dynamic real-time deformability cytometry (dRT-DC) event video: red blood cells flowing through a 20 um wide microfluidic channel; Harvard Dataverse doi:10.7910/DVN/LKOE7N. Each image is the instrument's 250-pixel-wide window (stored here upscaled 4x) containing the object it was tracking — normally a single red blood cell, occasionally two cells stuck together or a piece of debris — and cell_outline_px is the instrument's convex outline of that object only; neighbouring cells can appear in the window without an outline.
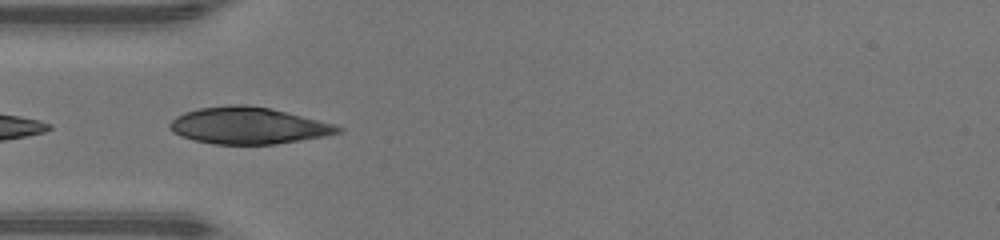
{"species": "human", "species_latin": "Homo sapiens", "temperature_condition": "warm", "stored_images_in_passage": 13, "camera_frame_rate_fps": 3000, "um_per_image_px": 0.085, "donor": {"sex": "male"}, "frame": {"image": 1, "passage_image": 1, "time_ms": 0.0, "image_size_px": [1000, 240], "cell_outline_px": [[344, 132], [324, 136], [276, 144], [212, 144], [192, 140], [180, 136], [172, 132], [168, 124], [176, 116], [184, 112], [200, 108], [232, 104], [244, 104], [272, 108], [336, 124], [344, 128]], "centroid_in_image_um": [21.12, 10.68], "position_along_channel_um": 63.9, "area_um2": 36.3}}
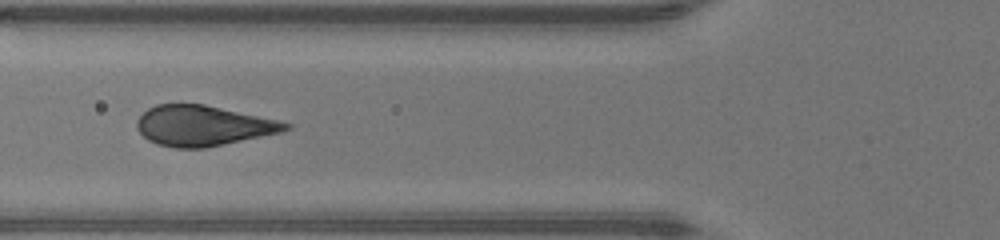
{"frame": {"image": 2, "passage_image": 4, "time_ms": 1.0, "image_size_px": [1000, 240], "cell_outline_px": [[292, 128], [284, 132], [204, 148], [176, 148], [156, 144], [148, 140], [136, 128], [136, 120], [148, 108], [156, 104], [204, 104], [280, 120], [292, 124]], "centroid_in_image_um": [17.29, 10.68], "position_along_channel_um": 108.5, "area_um2": 35.14}}